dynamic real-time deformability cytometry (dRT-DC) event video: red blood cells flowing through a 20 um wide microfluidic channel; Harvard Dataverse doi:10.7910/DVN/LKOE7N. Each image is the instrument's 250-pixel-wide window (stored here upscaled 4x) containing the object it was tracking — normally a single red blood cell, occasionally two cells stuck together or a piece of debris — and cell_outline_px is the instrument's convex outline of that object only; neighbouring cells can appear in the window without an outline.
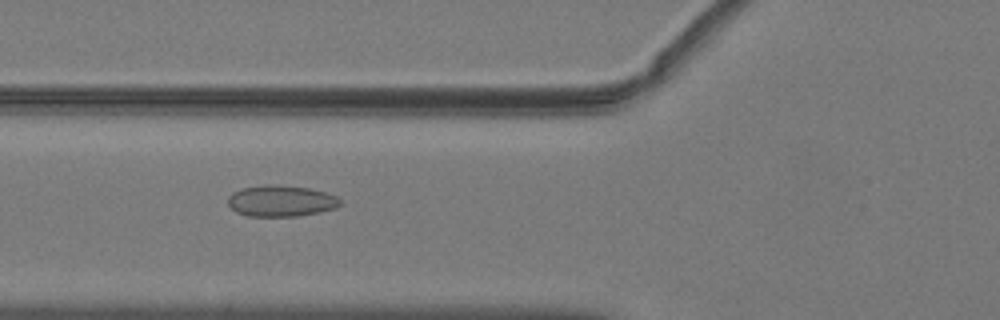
{"species": "common noctule bat (a hibernating species)", "species_latin": "Nyctalus noctula", "temperature_condition": "warm", "stored_images_in_passage": 51, "camera_frame_rate_fps": 3000, "um_per_image_px": 0.085, "animal": {"sex": "male", "body_mass_g": 19.2, "forearm_length_mm": 51.8}, "frame": {"image": 1, "passage_image": 20, "time_ms": 6.333, "image_size_px": [1000, 320], "cell_outline_px": [[344, 204], [336, 208], [296, 216], [248, 216], [236, 212], [228, 204], [228, 196], [232, 192], [244, 188], [264, 184], [276, 184], [308, 188], [324, 192], [336, 196]], "centroid_in_image_um": [23.88, 17.07], "position_along_channel_um": 101.9, "area_um2": 20.4}}
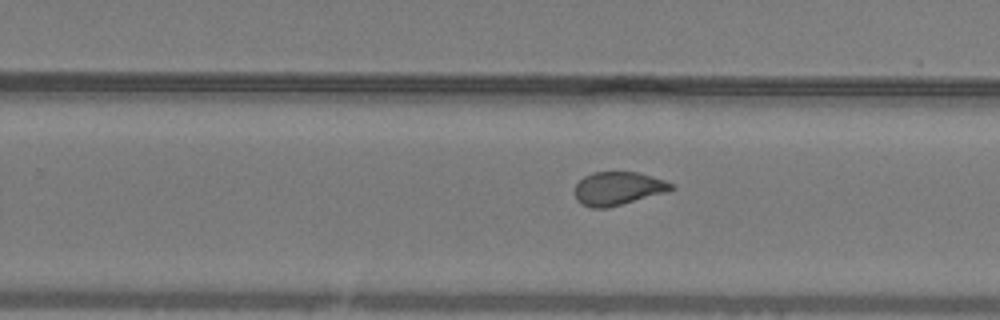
{"frame": {"image": 2, "passage_image": 33, "time_ms": 10.667, "image_size_px": [1000, 320], "cell_outline_px": [[676, 188], [664, 192], [608, 208], [592, 208], [576, 200], [576, 184], [584, 176], [592, 172], [636, 172], [664, 180], [672, 184]], "centroid_in_image_um": [52.51, 16.01], "position_along_channel_um": 277.3, "area_um2": 18.38}}
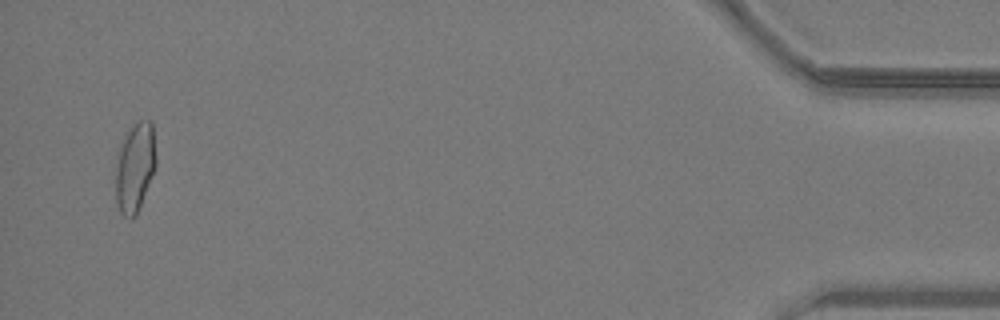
{"frame": {"image": 3, "passage_image": 50, "time_ms": 16.333, "image_size_px": [1000, 320], "cell_outline_px": [[156, 164], [136, 216], [124, 216], [120, 212], [116, 200], [116, 168], [120, 148], [124, 132], [128, 128], [140, 120], [152, 120], [156, 156]], "centroid_in_image_um": [11.47, 14.16], "position_along_channel_um": 423.7, "area_um2": 20.81}, "authors_computed_cell_mechanics": {"area_um2": 20.1722, "velocity_mm_per_s": 4.0452, "shape_relaxation_time_tau1_ms": null, "shape_relaxation_time_tau2_ms": 0.989, "deformation_change_tau1": null, "deformation_change_tau2": 0.0746}}